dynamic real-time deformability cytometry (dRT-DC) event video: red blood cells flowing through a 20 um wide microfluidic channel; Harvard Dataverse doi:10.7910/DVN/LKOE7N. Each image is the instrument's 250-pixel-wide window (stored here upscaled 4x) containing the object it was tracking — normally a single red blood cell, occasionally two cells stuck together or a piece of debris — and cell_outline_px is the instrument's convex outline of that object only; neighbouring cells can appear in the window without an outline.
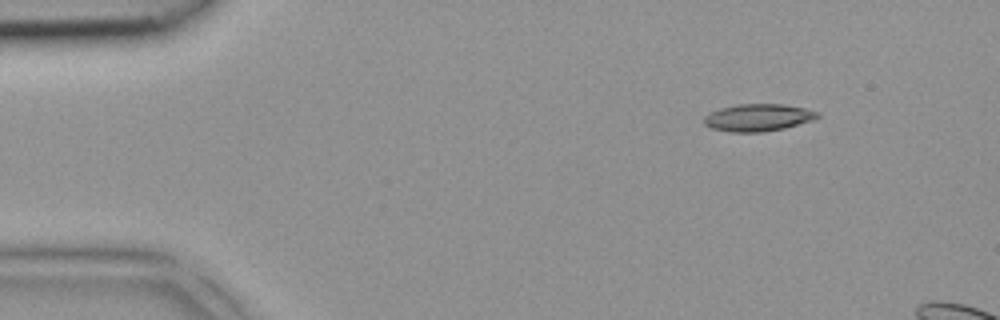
{"species": "common noctule bat (a hibernating species)", "species_latin": "Nyctalus noctula", "temperature_condition": "room temperature", "stored_images_in_passage": 3, "camera_frame_rate_fps": 3000, "um_per_image_px": 0.085, "animal": {"sex": "female", "body_mass_g": 18.4}, "frame": {"image": 1, "passage_image": 1, "time_ms": 0.0, "image_size_px": [1000, 320], "cell_outline_px": [[820, 116], [812, 120], [784, 128], [764, 132], [728, 132], [712, 128], [704, 124], [704, 116], [708, 112], [720, 108], [740, 104], [784, 104], [804, 108], [820, 112]], "centroid_in_image_um": [64.42, 9.99], "position_along_channel_um": 20.6, "area_um2": 18.09}}